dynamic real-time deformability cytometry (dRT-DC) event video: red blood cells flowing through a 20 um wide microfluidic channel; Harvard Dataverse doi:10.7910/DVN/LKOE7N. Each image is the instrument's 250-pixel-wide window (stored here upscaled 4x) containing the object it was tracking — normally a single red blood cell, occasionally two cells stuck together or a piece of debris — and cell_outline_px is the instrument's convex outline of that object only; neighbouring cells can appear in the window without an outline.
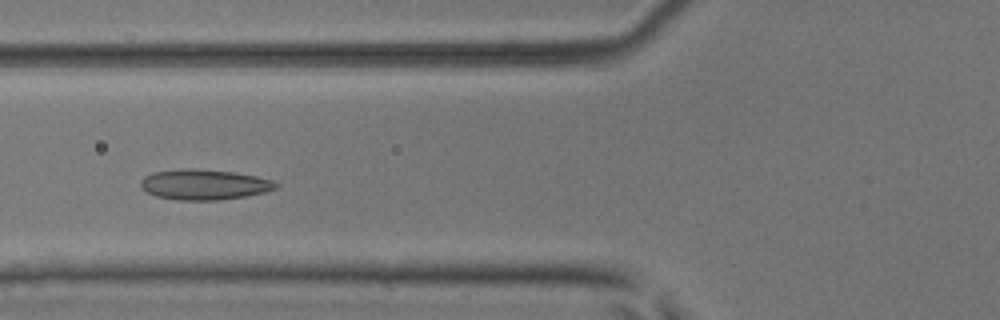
{"species": "common noctule bat (a hibernating species)", "species_latin": "Nyctalus noctula", "temperature_condition": "room temperature", "stored_images_in_passage": 6, "camera_frame_rate_fps": 3000, "um_per_image_px": 0.085, "animal": {"sex": "male", "body_mass_g": 17.9, "forearm_length_mm": 54.2}, "frame": {"image": 1, "passage_image": 5, "time_ms": 1.333, "image_size_px": [1000, 320], "cell_outline_px": [[280, 184], [276, 188], [264, 192], [244, 196], [216, 200], [176, 200], [156, 196], [148, 192], [140, 184], [140, 180], [144, 176], [152, 172], [184, 168], [192, 168], [232, 172], [256, 176], [272, 180]], "centroid_in_image_um": [17.34, 15.68], "position_along_channel_um": 108.5, "area_um2": 23.81}}
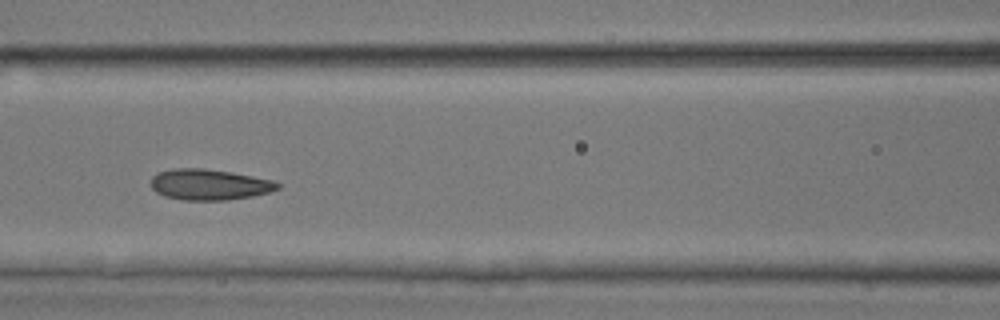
{"frame": {"image": 2, "passage_image": 6, "time_ms": 1.667, "image_size_px": [1000, 320], "cell_outline_px": [[280, 188], [268, 192], [252, 196], [228, 200], [180, 200], [164, 196], [156, 192], [152, 188], [152, 176], [156, 172], [176, 168], [204, 168], [232, 172], [272, 180], [280, 184]], "centroid_in_image_um": [17.77, 15.69], "position_along_channel_um": 148.8, "area_um2": 22.83}}